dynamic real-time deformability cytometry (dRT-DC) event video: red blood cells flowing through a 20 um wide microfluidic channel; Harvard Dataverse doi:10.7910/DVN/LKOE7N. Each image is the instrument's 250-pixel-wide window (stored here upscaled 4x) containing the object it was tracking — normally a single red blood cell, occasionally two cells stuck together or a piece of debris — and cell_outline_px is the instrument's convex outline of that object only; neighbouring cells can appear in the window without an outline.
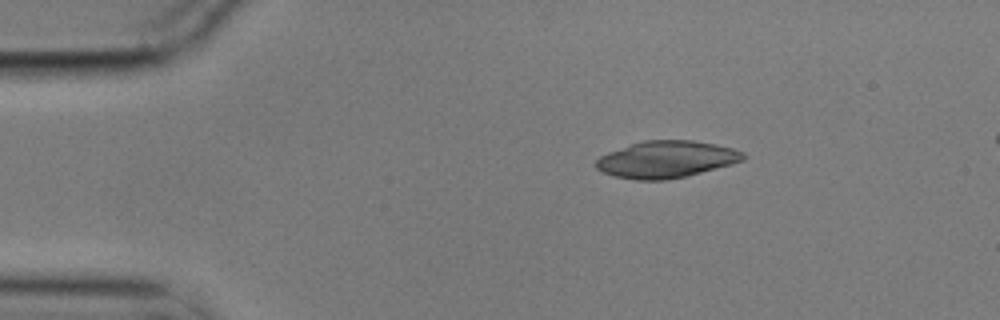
{"species": "common noctule bat (a hibernating species)", "species_latin": "Nyctalus noctula", "temperature_condition": "cold", "stored_images_in_passage": 5, "segment_of_instrument_passage": [1, 2], "camera_frame_rate_fps": 3000, "um_per_image_px": 0.085, "animal": {"sex": "male", "body_mass_g": 17.9}, "frame": {"image": 1, "passage_image": 3, "time_ms": 0.667, "image_size_px": [1000, 320], "cell_outline_px": [[748, 156], [744, 160], [732, 164], [688, 176], [668, 180], [636, 180], [616, 176], [604, 172], [596, 168], [596, 160], [600, 156], [608, 152], [644, 140], [692, 140], [716, 144], [732, 148], [744, 152]], "centroid_in_image_um": [56.69, 13.55], "position_along_channel_um": 28.3, "area_um2": 31.67}}